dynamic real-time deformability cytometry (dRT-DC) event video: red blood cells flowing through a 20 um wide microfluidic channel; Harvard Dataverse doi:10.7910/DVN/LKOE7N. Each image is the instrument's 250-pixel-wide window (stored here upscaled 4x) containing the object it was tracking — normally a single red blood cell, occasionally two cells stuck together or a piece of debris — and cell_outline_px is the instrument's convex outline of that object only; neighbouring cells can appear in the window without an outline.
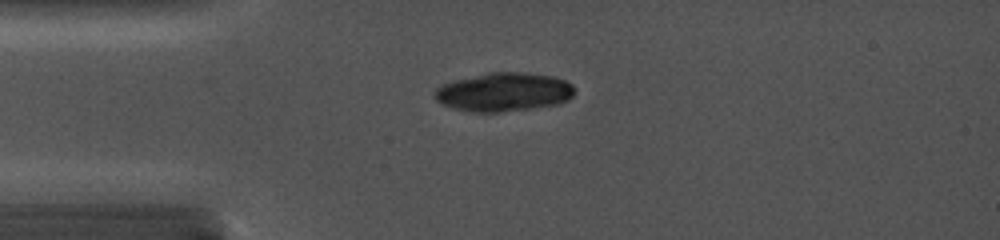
{"species": "common noctule bat (a hibernating species)", "species_latin": "Nyctalus noctula", "temperature_condition": "cold", "stored_images_in_passage": 5, "camera_frame_rate_fps": 5000, "um_per_image_px": 0.085, "animal": {"sex": "female", "body_mass_g": 19.0, "forearm_length_mm": 56.7}, "frame": {"image": 1, "passage_image": 1, "time_ms": 0.0, "image_size_px": [1000, 240], "cell_outline_px": [[576, 92], [568, 100], [556, 104], [500, 112], [468, 112], [452, 108], [436, 100], [436, 88], [452, 80], [488, 72], [520, 72], [552, 76], [564, 80], [572, 84]], "centroid_in_image_um": [42.82, 7.81], "position_along_channel_um": 42.2, "area_um2": 31.44}}